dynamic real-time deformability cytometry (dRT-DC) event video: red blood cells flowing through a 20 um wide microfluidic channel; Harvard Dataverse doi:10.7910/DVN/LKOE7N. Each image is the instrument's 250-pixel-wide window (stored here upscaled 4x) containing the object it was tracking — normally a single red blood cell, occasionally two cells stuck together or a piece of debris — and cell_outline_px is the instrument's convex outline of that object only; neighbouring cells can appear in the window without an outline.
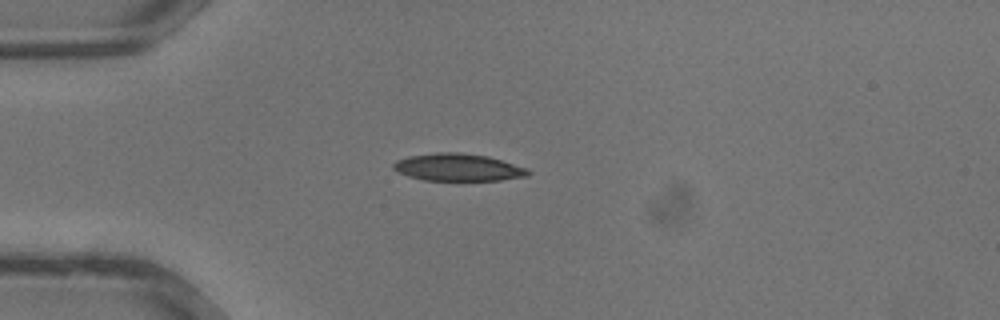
{"species": "common noctule bat (a hibernating species)", "species_latin": "Nyctalus noctula", "temperature_condition": "warm", "stored_images_in_passage": 26, "camera_frame_rate_fps": 3000, "um_per_image_px": 0.085, "animal": {"sex": "male", "body_mass_g": 13.3}, "frame": {"image": 1, "passage_image": 1, "time_ms": 0.0, "image_size_px": [1000, 320], "cell_outline_px": [[532, 172], [528, 176], [500, 180], [424, 180], [408, 176], [396, 172], [392, 168], [392, 164], [396, 160], [408, 156], [440, 152], [460, 152], [488, 156], [528, 168]], "centroid_in_image_um": [38.93, 14.22], "position_along_channel_um": 46.1, "area_um2": 21.62}}
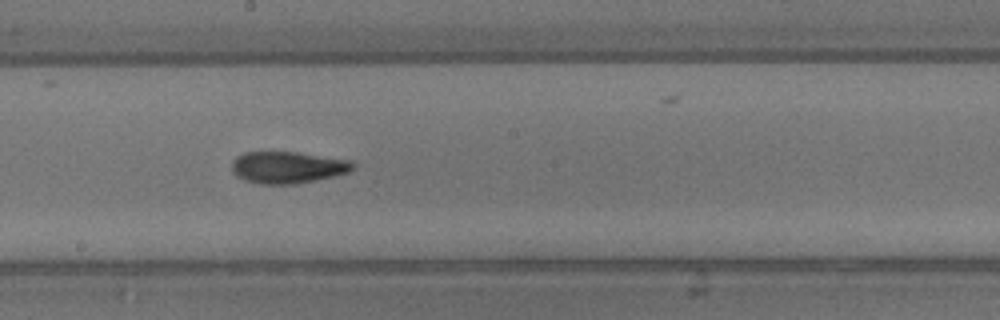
{"frame": {"image": 2, "passage_image": 11, "time_ms": 3.333, "image_size_px": [1000, 320], "cell_outline_px": [[356, 168], [348, 172], [332, 176], [292, 184], [260, 184], [244, 180], [236, 176], [232, 168], [232, 160], [236, 156], [244, 152], [296, 152], [352, 160], [356, 164]], "centroid_in_image_um": [24.45, 14.21], "position_along_channel_um": 223.8, "area_um2": 22.43}}
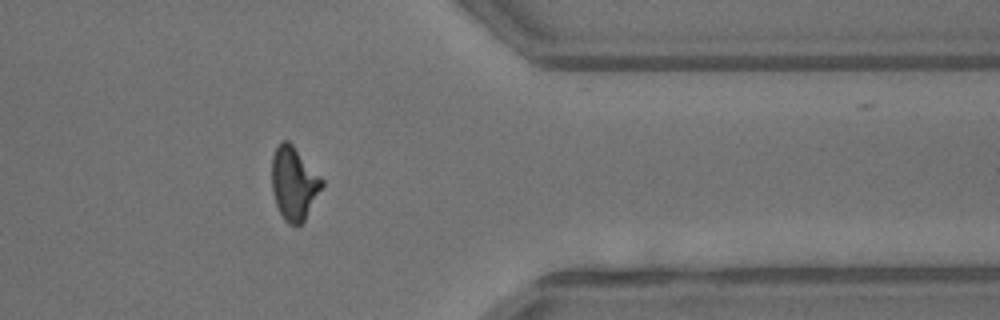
{"frame": {"image": 3, "passage_image": 20, "time_ms": 6.333, "image_size_px": [1000, 320], "cell_outline_px": [[324, 184], [304, 220], [300, 224], [288, 224], [284, 220], [276, 204], [272, 192], [272, 156], [280, 140], [288, 140], [292, 144], [324, 180]], "centroid_in_image_um": [24.97, 15.56], "position_along_channel_um": 386.4, "area_um2": 21.21}}